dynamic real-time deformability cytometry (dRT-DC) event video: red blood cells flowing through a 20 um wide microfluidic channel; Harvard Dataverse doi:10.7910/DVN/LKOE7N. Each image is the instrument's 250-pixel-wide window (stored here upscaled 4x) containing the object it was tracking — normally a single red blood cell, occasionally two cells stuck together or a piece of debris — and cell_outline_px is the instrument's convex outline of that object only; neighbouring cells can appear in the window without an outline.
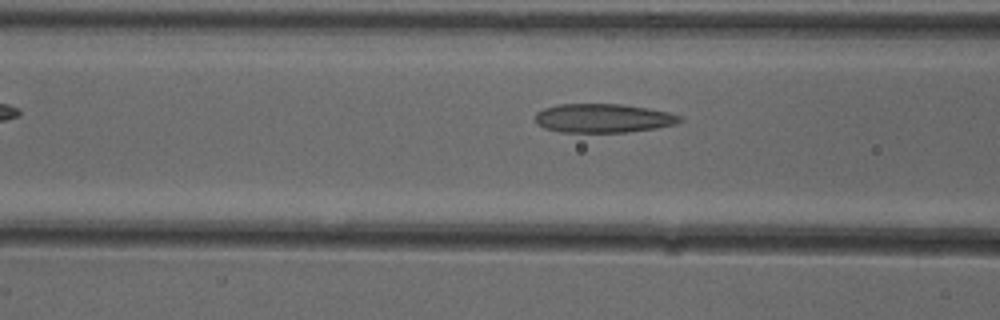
{"species": "common noctule bat (a hibernating species)", "species_latin": "Nyctalus noctula", "temperature_condition": "cold", "stored_images_in_passage": 8, "camera_frame_rate_fps": 3000, "um_per_image_px": 0.085, "animal": {"sex": "female"}, "frame": {"image": 1, "passage_image": 6, "time_ms": 1.667, "image_size_px": [1000, 320], "cell_outline_px": [[684, 120], [676, 124], [656, 128], [628, 132], [560, 132], [544, 128], [536, 124], [536, 112], [544, 108], [560, 104], [624, 104], [648, 108], [668, 112], [680, 116]], "centroid_in_image_um": [51.27, 10.05], "position_along_channel_um": 115.3, "area_um2": 24.45}}